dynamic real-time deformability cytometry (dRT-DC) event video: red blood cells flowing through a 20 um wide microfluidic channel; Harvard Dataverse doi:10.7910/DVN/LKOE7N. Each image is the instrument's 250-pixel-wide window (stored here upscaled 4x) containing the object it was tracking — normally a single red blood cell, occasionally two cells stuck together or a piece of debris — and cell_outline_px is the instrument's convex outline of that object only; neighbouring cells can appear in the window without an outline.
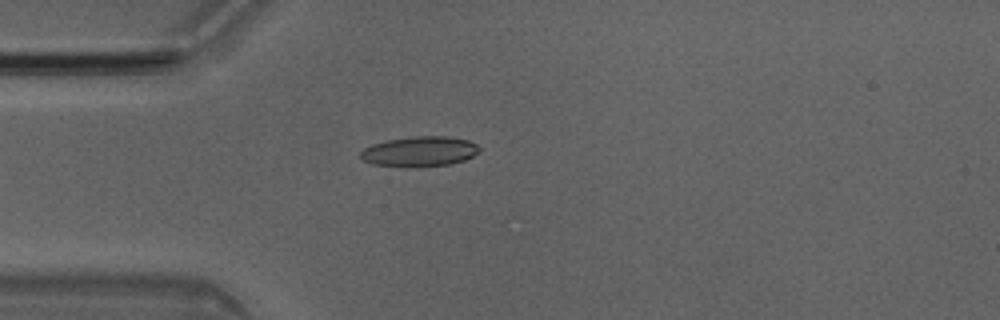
{"species": "Egyptian fruit bat (a non-hibernating species)", "species_latin": "Rousettus aegyptiacus", "temperature_condition": "room temperature", "stored_images_in_passage": 3, "camera_frame_rate_fps": 3000, "um_per_image_px": 0.085, "animal": {"sex": "male"}, "frame": {"image": 1, "passage_image": 3, "time_ms": 0.667, "image_size_px": [1000, 320], "cell_outline_px": [[480, 148], [472, 156], [464, 160], [452, 164], [412, 168], [404, 168], [372, 164], [364, 160], [360, 156], [360, 152], [364, 148], [372, 144], [388, 140], [412, 136], [448, 136], [468, 140], [476, 144]], "centroid_in_image_um": [35.64, 12.89], "position_along_channel_um": 49.4, "area_um2": 21.1}}